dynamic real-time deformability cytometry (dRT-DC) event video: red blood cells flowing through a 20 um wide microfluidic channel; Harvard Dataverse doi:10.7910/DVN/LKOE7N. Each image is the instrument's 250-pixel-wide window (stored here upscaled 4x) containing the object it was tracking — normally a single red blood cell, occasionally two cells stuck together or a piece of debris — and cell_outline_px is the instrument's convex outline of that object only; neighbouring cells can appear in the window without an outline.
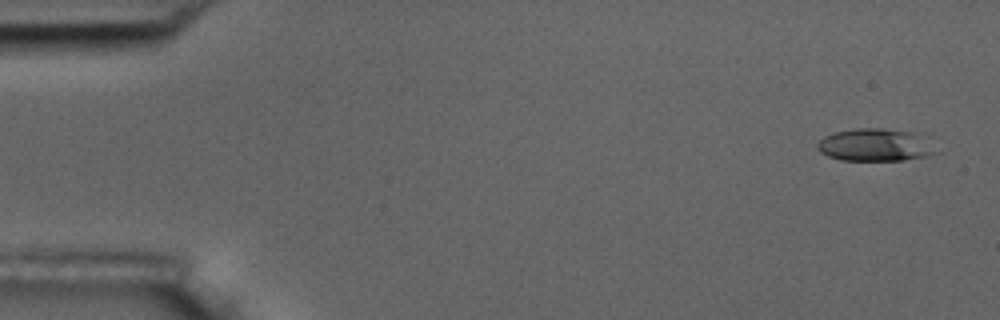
{"species": "common noctule bat (a hibernating species)", "species_latin": "Nyctalus noctula", "temperature_condition": "room temperature", "stored_images_in_passage": 4, "camera_frame_rate_fps": 3000, "um_per_image_px": 0.085, "animal": {"sex": "male", "body_mass_g": 17.5, "forearm_length_mm": 52.3}, "frame": {"image": 1, "passage_image": 1, "time_ms": 0.0, "image_size_px": [1000, 320], "cell_outline_px": [[940, 152], [928, 156], [900, 160], [844, 160], [828, 156], [820, 152], [816, 148], [816, 144], [824, 136], [832, 132], [856, 128], [884, 128], [912, 132]], "centroid_in_image_um": [74.31, 12.32], "position_along_channel_um": 10.7, "area_um2": 22.25}}